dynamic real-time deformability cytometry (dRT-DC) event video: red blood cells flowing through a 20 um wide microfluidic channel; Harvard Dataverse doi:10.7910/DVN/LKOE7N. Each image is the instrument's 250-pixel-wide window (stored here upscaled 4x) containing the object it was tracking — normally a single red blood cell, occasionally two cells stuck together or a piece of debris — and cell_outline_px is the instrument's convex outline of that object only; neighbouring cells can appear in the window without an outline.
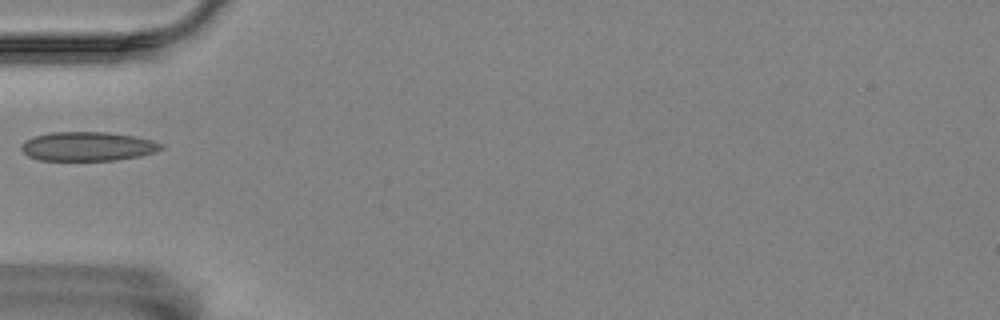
{"species": "Egyptian fruit bat (a non-hibernating species)", "species_latin": "Rousettus aegyptiacus", "temperature_condition": "room temperature", "stored_images_in_passage": 1, "camera_frame_rate_fps": 3000, "um_per_image_px": 0.085, "animal": {"sex": "female"}, "frame": {"image": 1, "passage_image": 1, "time_ms": 0.0, "image_size_px": [1000, 320], "cell_outline_px": [[164, 148], [140, 156], [116, 160], [40, 160], [28, 156], [20, 148], [20, 144], [24, 140], [32, 136], [48, 132], [108, 132], [136, 136], [152, 140], [164, 144]], "centroid_in_image_um": [7.43, 12.43], "position_along_channel_um": 77.6, "area_um2": 23.93}}